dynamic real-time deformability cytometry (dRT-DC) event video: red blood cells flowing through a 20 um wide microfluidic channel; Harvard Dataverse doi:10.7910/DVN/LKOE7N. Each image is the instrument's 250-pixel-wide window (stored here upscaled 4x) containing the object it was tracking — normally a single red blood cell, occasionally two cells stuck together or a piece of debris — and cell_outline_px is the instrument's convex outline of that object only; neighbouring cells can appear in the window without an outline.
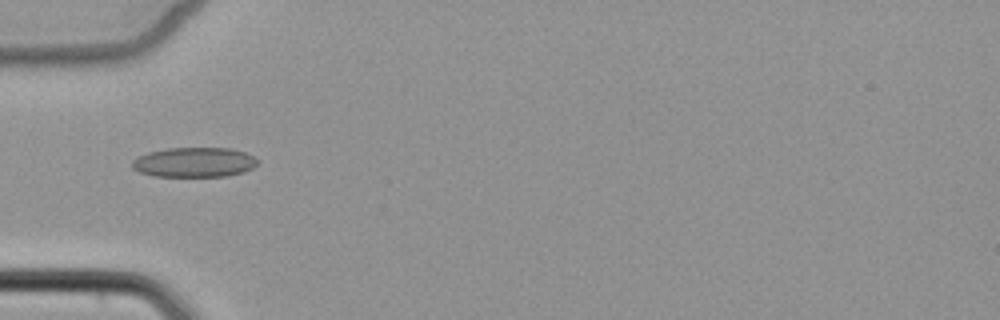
{"species": "common noctule bat (a hibernating species)", "species_latin": "Nyctalus noctula", "temperature_condition": "cold", "stored_images_in_passage": 4, "camera_frame_rate_fps": 3000, "um_per_image_px": 0.085, "animal": {"sex": "female", "body_mass_g": 22.7, "forearm_length_mm": 54.2}, "frame": {"image": 1, "passage_image": 4, "time_ms": 4.667, "image_size_px": [1000, 320], "cell_outline_px": [[256, 164], [252, 168], [244, 172], [224, 176], [152, 176], [140, 172], [132, 168], [132, 160], [136, 156], [148, 152], [168, 148], [232, 148], [244, 152], [252, 156], [256, 160]], "centroid_in_image_um": [16.46, 13.79], "position_along_channel_um": 68.5, "area_um2": 21.73}}